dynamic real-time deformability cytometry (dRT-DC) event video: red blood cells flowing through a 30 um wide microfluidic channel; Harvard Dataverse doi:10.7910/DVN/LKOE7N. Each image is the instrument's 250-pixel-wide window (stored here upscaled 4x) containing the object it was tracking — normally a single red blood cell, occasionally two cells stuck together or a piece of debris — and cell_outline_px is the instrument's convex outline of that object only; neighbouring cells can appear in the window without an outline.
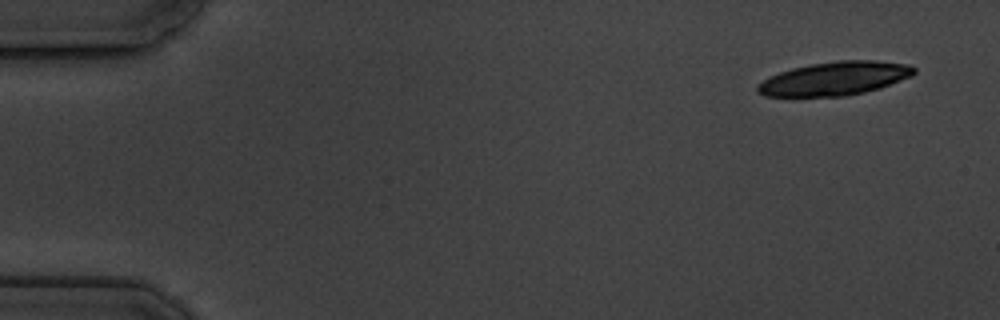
{"species": "common noctule bat (a hibernating species)", "species_latin": "Nyctalus noctula", "temperature_condition": "cold", "stored_images_in_passage": 4, "camera_frame_rate_fps": 3000, "um_per_image_px": 0.085, "animal": {"sex": "male", "body_mass_g": 19.5, "forearm_length_mm": 54.6}, "frame": {"image": 1, "passage_image": 1, "time_ms": 0.0, "image_size_px": [1000, 320], "cell_outline_px": [[916, 72], [912, 76], [880, 88], [864, 92], [844, 96], [764, 96], [756, 92], [756, 84], [780, 72], [792, 68], [808, 64], [836, 60], [876, 60], [908, 64], [916, 68]], "centroid_in_image_um": [70.96, 6.66], "position_along_channel_um": 14.0, "area_um2": 30.75}}